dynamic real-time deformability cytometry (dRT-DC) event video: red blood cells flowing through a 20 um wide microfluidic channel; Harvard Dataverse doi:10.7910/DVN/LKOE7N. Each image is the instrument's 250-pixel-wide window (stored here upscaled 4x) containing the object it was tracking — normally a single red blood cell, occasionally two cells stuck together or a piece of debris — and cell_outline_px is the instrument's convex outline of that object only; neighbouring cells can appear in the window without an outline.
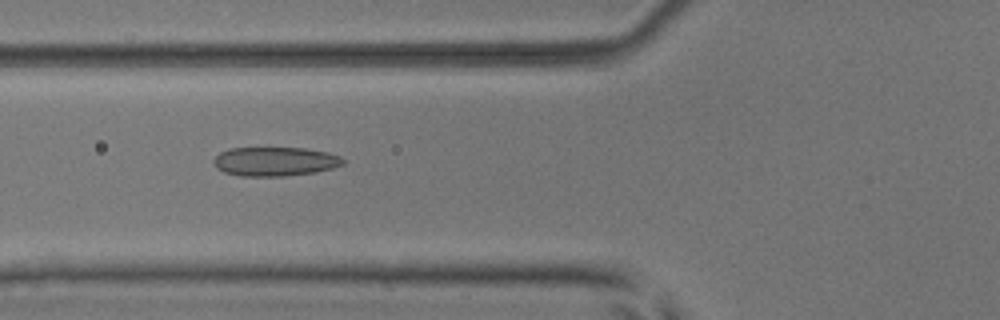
{"species": "common noctule bat (a hibernating species)", "species_latin": "Nyctalus noctula", "temperature_condition": "room temperature", "stored_images_in_passage": 40, "camera_frame_rate_fps": 3000, "um_per_image_px": 0.085, "animal": {"sex": "male", "body_mass_g": 17.9, "forearm_length_mm": 54.2}, "frame": {"image": 1, "passage_image": 7, "time_ms": 2.0, "image_size_px": [1000, 320], "cell_outline_px": [[344, 164], [332, 168], [316, 172], [284, 176], [240, 176], [224, 172], [216, 168], [212, 160], [220, 152], [228, 148], [304, 148], [328, 152], [340, 156], [344, 160]], "centroid_in_image_um": [23.36, 13.72], "position_along_channel_um": 102.4, "area_um2": 22.02}}
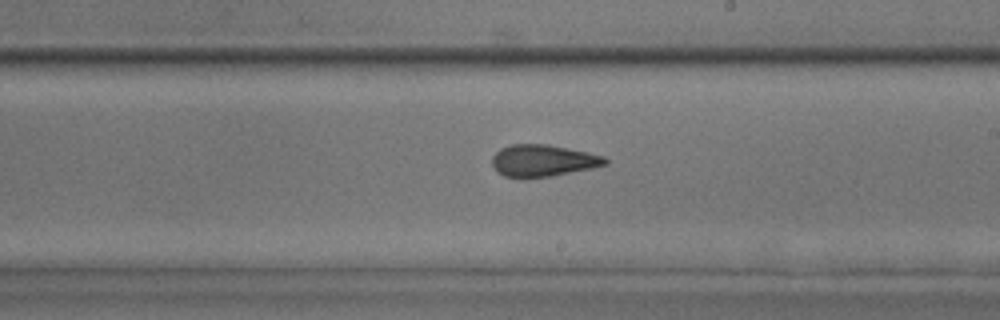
{"frame": {"image": 2, "passage_image": 18, "time_ms": 5.667, "image_size_px": [1000, 320], "cell_outline_px": [[608, 164], [592, 168], [552, 176], [524, 180], [504, 176], [496, 172], [492, 164], [492, 156], [500, 148], [512, 144], [548, 144], [588, 152], [604, 156], [608, 160]], "centroid_in_image_um": [46.12, 13.68], "position_along_channel_um": 242.9, "area_um2": 21.5}}
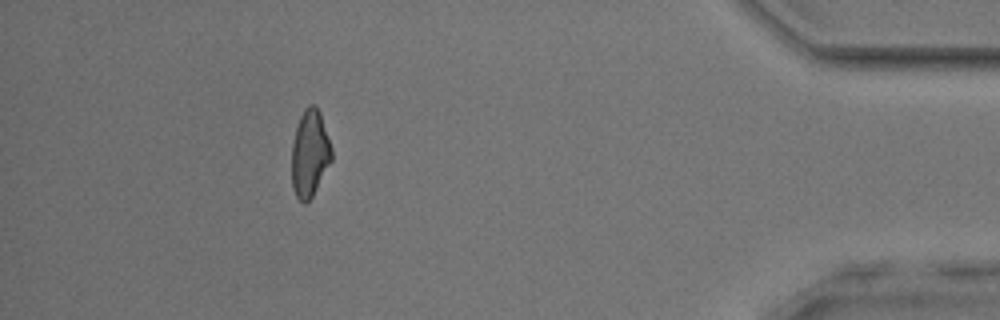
{"frame": {"image": 3, "passage_image": 35, "time_ms": 11.333, "image_size_px": [1000, 320], "cell_outline_px": [[332, 160], [312, 196], [304, 204], [296, 196], [292, 188], [292, 144], [296, 128], [300, 116], [304, 108], [308, 104], [312, 104], [320, 112], [332, 148]], "centroid_in_image_um": [26.33, 13.04], "position_along_channel_um": 408.9, "area_um2": 20.11}, "authors_computed_cell_mechanics": {"area_um2": 21.0392, "velocity_mm_per_s": 3.8426, "shape_relaxation_time_tau1_ms": 7.9648, "shape_relaxation_time_tau2_ms": 1.8401, "deformation_change_tau1": 0.1796, "deformation_change_tau2": 0.1019}}